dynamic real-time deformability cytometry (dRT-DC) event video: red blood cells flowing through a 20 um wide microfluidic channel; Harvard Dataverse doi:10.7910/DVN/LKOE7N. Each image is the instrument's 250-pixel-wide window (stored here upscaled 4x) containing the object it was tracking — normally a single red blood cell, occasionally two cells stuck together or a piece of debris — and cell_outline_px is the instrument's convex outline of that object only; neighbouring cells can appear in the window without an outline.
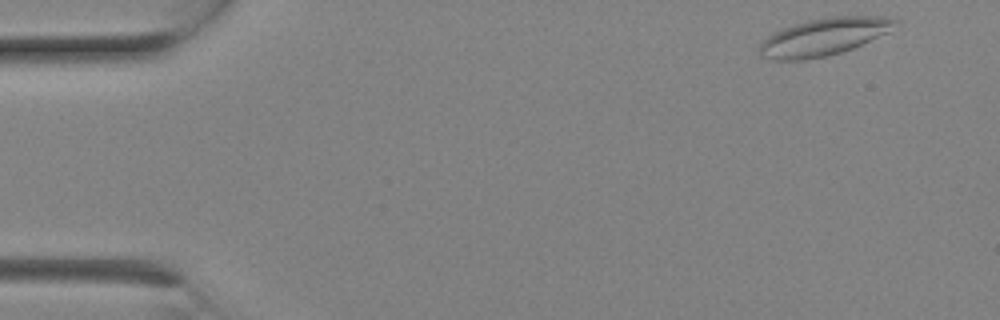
{"species": "Egyptian fruit bat (a non-hibernating species)", "species_latin": "Rousettus aegyptiacus", "temperature_condition": "room temperature", "stored_images_in_passage": 6, "camera_frame_rate_fps": 3000, "um_per_image_px": 0.085, "animal": {"sex": "female"}, "frame": {"image": 1, "passage_image": 1, "time_ms": 0.0, "image_size_px": [1000, 320], "cell_outline_px": [[900, 24], [888, 32], [852, 48], [828, 56], [804, 60], [772, 60], [760, 56], [760, 44], [772, 32], [808, 20], [832, 16], [896, 16], [900, 20]], "centroid_in_image_um": [70.08, 3.12], "position_along_channel_um": 14.9, "area_um2": 29.71}}